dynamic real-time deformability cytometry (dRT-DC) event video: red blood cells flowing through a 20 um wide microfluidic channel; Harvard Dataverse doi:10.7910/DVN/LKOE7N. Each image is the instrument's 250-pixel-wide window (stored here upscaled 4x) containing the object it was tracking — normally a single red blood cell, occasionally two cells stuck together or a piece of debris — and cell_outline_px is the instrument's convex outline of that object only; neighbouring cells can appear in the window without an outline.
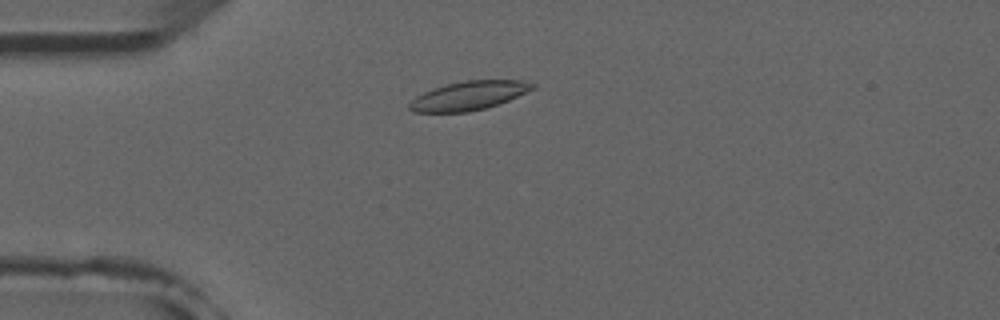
{"species": "common noctule bat (a hibernating species)", "species_latin": "Nyctalus noctula", "temperature_condition": "room temperature", "stored_images_in_passage": 7, "camera_frame_rate_fps": 3000, "um_per_image_px": 0.085, "animal": {"sex": "male", "forearm_length_mm": 52.5}, "frame": {"image": 1, "passage_image": 3, "time_ms": 2.333, "image_size_px": [1000, 320], "cell_outline_px": [[536, 88], [508, 100], [484, 108], [468, 112], [412, 112], [408, 108], [408, 104], [416, 96], [432, 88], [464, 80], [520, 80], [536, 84]], "centroid_in_image_um": [39.83, 8.12], "position_along_channel_um": 45.2, "area_um2": 20.58}}
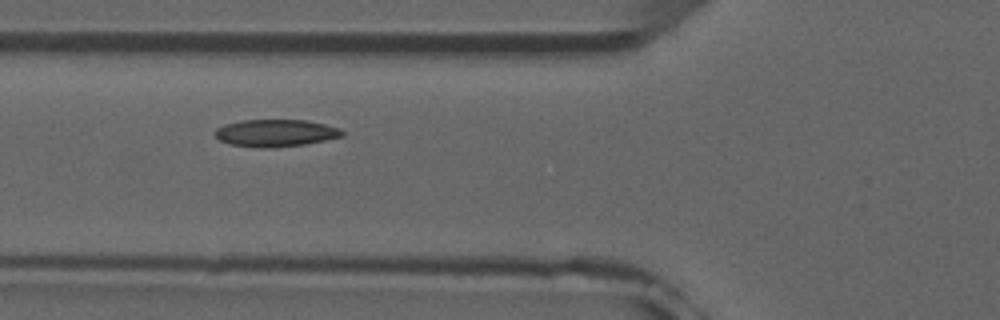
{"frame": {"image": 2, "passage_image": 5, "time_ms": 4.333, "image_size_px": [1000, 320], "cell_outline_px": [[344, 136], [304, 144], [264, 148], [256, 148], [228, 144], [220, 140], [212, 132], [216, 128], [224, 124], [244, 120], [308, 120], [340, 128], [344, 132]], "centroid_in_image_um": [23.39, 11.3], "position_along_channel_um": 102.4, "area_um2": 20.23}}
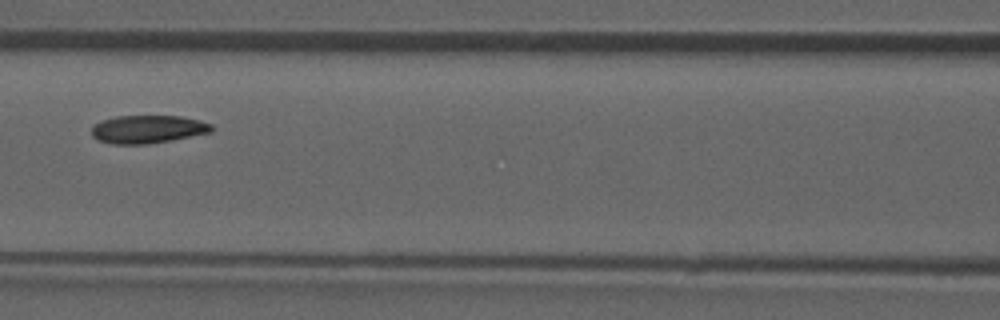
{"frame": {"image": 3, "passage_image": 6, "time_ms": 5.667, "image_size_px": [1000, 320], "cell_outline_px": [[212, 132], [172, 140], [148, 144], [112, 144], [100, 140], [92, 136], [92, 124], [116, 116], [180, 116], [200, 120], [212, 124]], "centroid_in_image_um": [12.57, 10.98], "position_along_channel_um": 154.0, "area_um2": 19.59}}